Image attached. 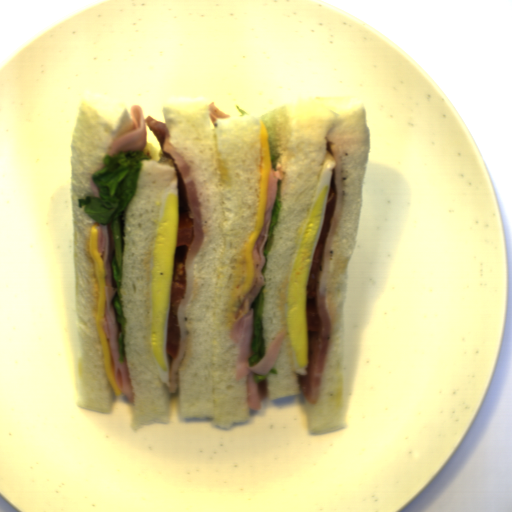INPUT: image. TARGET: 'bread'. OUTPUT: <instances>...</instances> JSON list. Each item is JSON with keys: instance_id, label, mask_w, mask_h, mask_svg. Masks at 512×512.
Returning <instances> with one entry per match:
<instances>
[{"instance_id": "bread-2", "label": "bread", "mask_w": 512, "mask_h": 512, "mask_svg": "<svg viewBox=\"0 0 512 512\" xmlns=\"http://www.w3.org/2000/svg\"><path fill=\"white\" fill-rule=\"evenodd\" d=\"M272 125L275 151L285 172L281 206L274 238L266 256V285L263 299L262 335L265 354L285 327L278 358L267 375L269 399L301 395L293 364L285 311V287L291 269L296 232L307 214L317 189L327 148L340 158L342 206L329 251L325 307L331 327L325 366L316 403L305 397L308 431L311 435L347 428L343 362V313L347 289V268L356 245L360 221L365 164L368 163L370 131L364 105L338 112L320 101L278 106Z\"/></svg>"}, {"instance_id": "bread-5", "label": "bread", "mask_w": 512, "mask_h": 512, "mask_svg": "<svg viewBox=\"0 0 512 512\" xmlns=\"http://www.w3.org/2000/svg\"><path fill=\"white\" fill-rule=\"evenodd\" d=\"M164 157H167V158H169L170 160H172V161H173V163H174V165H175V167H178V166H177V164H176V159L174 158V156H173L172 154H169V153H166V152H165Z\"/></svg>"}, {"instance_id": "bread-3", "label": "bread", "mask_w": 512, "mask_h": 512, "mask_svg": "<svg viewBox=\"0 0 512 512\" xmlns=\"http://www.w3.org/2000/svg\"><path fill=\"white\" fill-rule=\"evenodd\" d=\"M141 162L135 196L123 212L120 290L135 434L145 425L169 422L167 389L151 351V276L160 195L176 177V165L167 156Z\"/></svg>"}, {"instance_id": "bread-1", "label": "bread", "mask_w": 512, "mask_h": 512, "mask_svg": "<svg viewBox=\"0 0 512 512\" xmlns=\"http://www.w3.org/2000/svg\"><path fill=\"white\" fill-rule=\"evenodd\" d=\"M210 105L197 112L162 108L170 143L195 181L203 226L178 368L179 411L180 419L209 417L229 429L232 422L249 420L248 377L236 379L239 351L226 313L241 250L259 211L260 117H221L214 124Z\"/></svg>"}, {"instance_id": "bread-4", "label": "bread", "mask_w": 512, "mask_h": 512, "mask_svg": "<svg viewBox=\"0 0 512 512\" xmlns=\"http://www.w3.org/2000/svg\"><path fill=\"white\" fill-rule=\"evenodd\" d=\"M114 137L110 124L84 101L77 108L72 139L70 178L76 276V404L78 407L110 414L115 398L108 379L102 342L97 326L93 274L95 262L89 241L96 220L78 206L79 198L95 196L92 175L104 162Z\"/></svg>"}]
</instances>
